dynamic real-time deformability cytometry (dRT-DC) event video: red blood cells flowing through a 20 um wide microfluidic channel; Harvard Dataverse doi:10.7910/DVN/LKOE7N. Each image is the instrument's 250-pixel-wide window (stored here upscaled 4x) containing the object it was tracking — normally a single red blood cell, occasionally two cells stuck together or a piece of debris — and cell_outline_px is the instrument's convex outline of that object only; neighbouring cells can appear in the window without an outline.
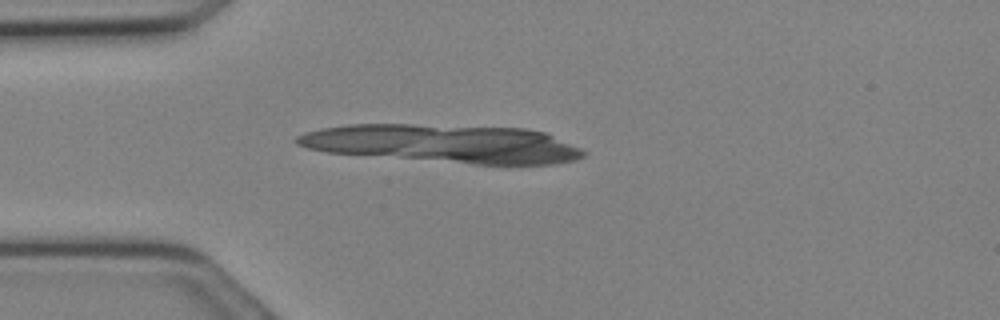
{"species": "Egyptian fruit bat (a non-hibernating species)", "species_latin": "Rousettus aegyptiacus", "temperature_condition": "cold", "stored_images_in_passage": 8, "segment_of_instrument_passage": [2, 2], "camera_frame_rate_fps": 3000, "um_per_image_px": 0.085, "animal": {"sex": "female"}, "frame": {"image": 1, "passage_image": 8, "time_ms": 2.333, "image_size_px": [1000, 320], "cell_outline_px": [[572, 152], [568, 156], [532, 160], [484, 160], [448, 156], [436, 152], [500, 132], [536, 132], [544, 136]], "centroid_in_image_um": [43.25, 12.56], "position_along_channel_um": 41.7, "area_um2": 18.61}}